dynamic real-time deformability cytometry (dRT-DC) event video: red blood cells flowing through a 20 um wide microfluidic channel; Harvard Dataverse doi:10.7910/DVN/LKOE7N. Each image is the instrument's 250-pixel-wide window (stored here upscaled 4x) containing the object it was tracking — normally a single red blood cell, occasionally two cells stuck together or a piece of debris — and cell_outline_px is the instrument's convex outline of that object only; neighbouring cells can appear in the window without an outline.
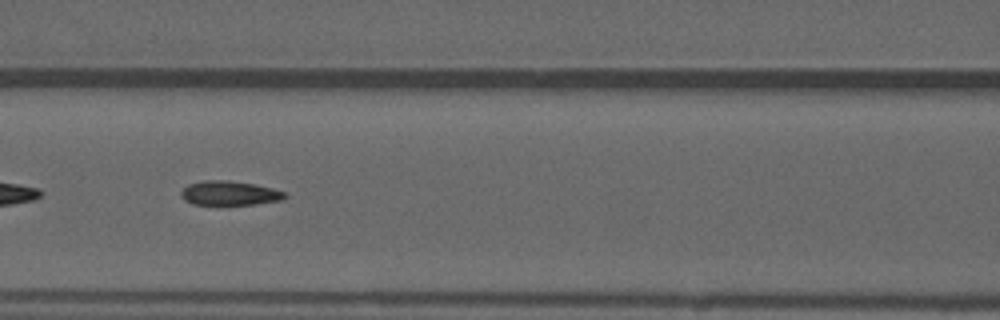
{"species": "common noctule bat (a hibernating species)", "species_latin": "Nyctalus noctula", "temperature_condition": "warm", "stored_images_in_passage": 52, "camera_frame_rate_fps": 3000, "um_per_image_px": 0.085, "animal": {"sex": "male", "forearm_length_mm": 52.5}, "frame": {"image": 1, "passage_image": 23, "time_ms": 7.333, "image_size_px": [1000, 320], "cell_outline_px": [[288, 196], [284, 200], [256, 204], [192, 204], [184, 200], [180, 196], [180, 192], [188, 184], [204, 180], [228, 180], [252, 184], [272, 188], [284, 192]], "centroid_in_image_um": [19.51, 16.42], "position_along_channel_um": 147.1, "area_um2": 14.68}, "authors_computed_cell_mechanics": {"area_um2": 15.2303, "velocity_mm_per_s": 3.9278, "shape_relaxation_time_tau1_ms": null, "shape_relaxation_time_tau2_ms": 2.7698, "deformation_change_tau1": null, "deformation_change_tau2": 0.0806}}